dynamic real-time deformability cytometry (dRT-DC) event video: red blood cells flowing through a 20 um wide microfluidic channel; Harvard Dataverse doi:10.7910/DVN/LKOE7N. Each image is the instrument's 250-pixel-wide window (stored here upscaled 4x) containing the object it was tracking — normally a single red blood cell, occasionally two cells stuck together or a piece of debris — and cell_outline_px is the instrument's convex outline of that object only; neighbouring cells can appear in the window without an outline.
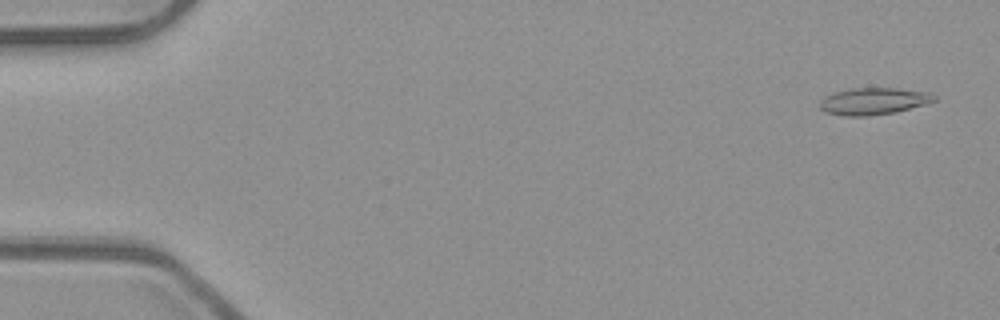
{"species": "common noctule bat (a hibernating species)", "species_latin": "Nyctalus noctula", "temperature_condition": "room temperature", "stored_images_in_passage": 53, "camera_frame_rate_fps": 3000, "um_per_image_px": 0.085, "animal": {"sex": "male", "body_mass_g": 23.1, "forearm_length_mm": 52.7}, "frame": {"image": 1, "passage_image": 3, "time_ms": 0.667, "image_size_px": [1000, 320], "cell_outline_px": [[936, 100], [928, 104], [896, 112], [868, 116], [844, 116], [824, 112], [820, 108], [820, 100], [824, 96], [832, 92], [852, 88], [896, 88], [928, 92], [936, 96]], "centroid_in_image_um": [74.24, 8.6], "position_along_channel_um": 10.8, "area_um2": 18.21}}
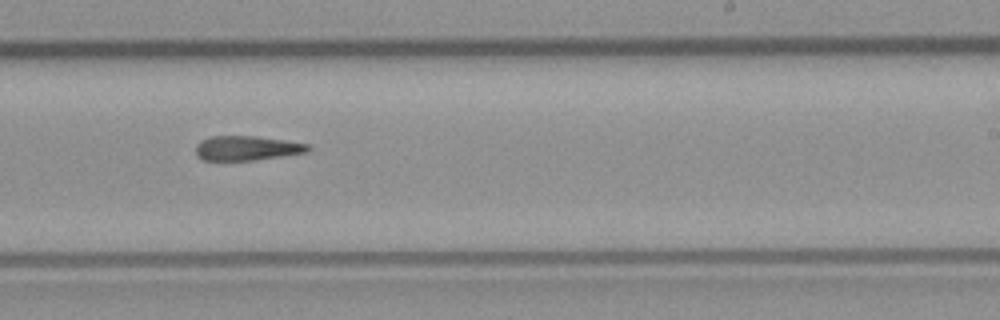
{"frame": {"image": 2, "passage_image": 33, "time_ms": 10.667, "image_size_px": [1000, 320], "cell_outline_px": [[312, 148], [308, 152], [252, 160], [204, 160], [196, 156], [196, 144], [200, 140], [212, 136], [256, 136], [284, 140], [308, 144]], "centroid_in_image_um": [20.96, 12.58], "position_along_channel_um": 268.0, "area_um2": 16.01}}
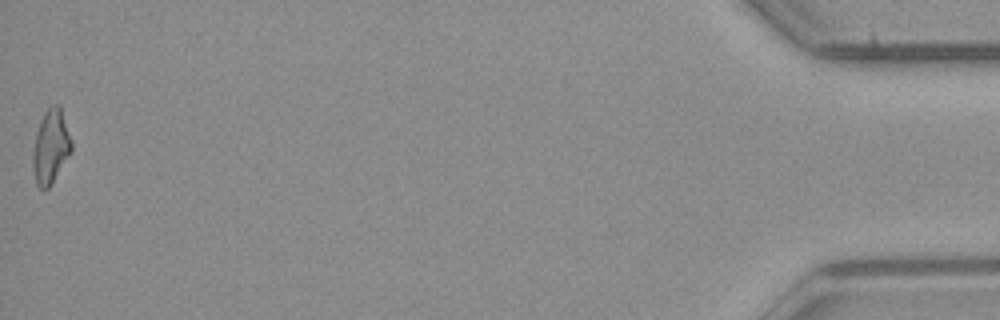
{"frame": {"image": 3, "passage_image": 53, "time_ms": 17.333, "image_size_px": [1000, 320], "cell_outline_px": [[72, 152], [52, 184], [44, 192], [36, 184], [32, 168], [32, 152], [36, 132], [40, 120], [44, 112], [52, 104], [60, 104], [72, 140]], "centroid_in_image_um": [4.31, 12.48], "position_along_channel_um": 430.9, "area_um2": 17.17}}